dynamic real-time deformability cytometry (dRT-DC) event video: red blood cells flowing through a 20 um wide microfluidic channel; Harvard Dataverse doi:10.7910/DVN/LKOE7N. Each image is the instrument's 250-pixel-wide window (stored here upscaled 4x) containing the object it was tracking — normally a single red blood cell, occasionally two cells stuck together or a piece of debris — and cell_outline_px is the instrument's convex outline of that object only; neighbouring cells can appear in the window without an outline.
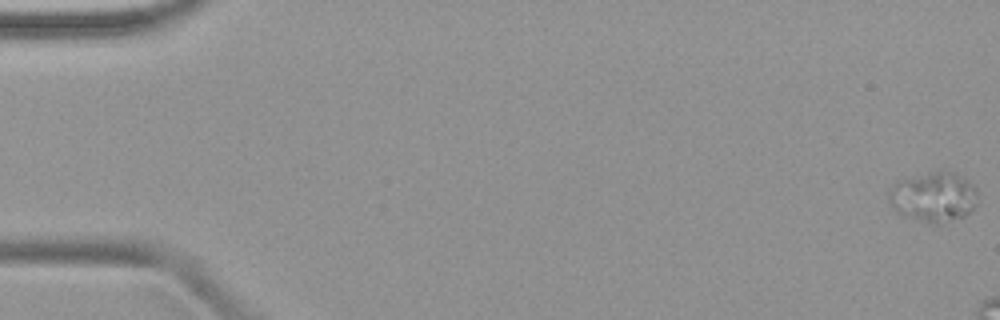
{"species": "common noctule bat (a hibernating species)", "species_latin": "Nyctalus noctula", "temperature_condition": "warm", "stored_images_in_passage": 9, "camera_frame_rate_fps": 3000, "um_per_image_px": 0.085, "animal": {"sex": "female", "body_mass_g": 19.9}, "frame": {"image": 1, "passage_image": 1, "time_ms": 0.0, "image_size_px": [1000, 320], "cell_outline_px": [[976, 204], [964, 216], [936, 224], [900, 216], [896, 212], [888, 196], [888, 188], [896, 180], [928, 172], [952, 172], [968, 180], [976, 188]], "centroid_in_image_um": [79.29, 16.73], "position_along_channel_um": 5.7, "area_um2": 25.78}}